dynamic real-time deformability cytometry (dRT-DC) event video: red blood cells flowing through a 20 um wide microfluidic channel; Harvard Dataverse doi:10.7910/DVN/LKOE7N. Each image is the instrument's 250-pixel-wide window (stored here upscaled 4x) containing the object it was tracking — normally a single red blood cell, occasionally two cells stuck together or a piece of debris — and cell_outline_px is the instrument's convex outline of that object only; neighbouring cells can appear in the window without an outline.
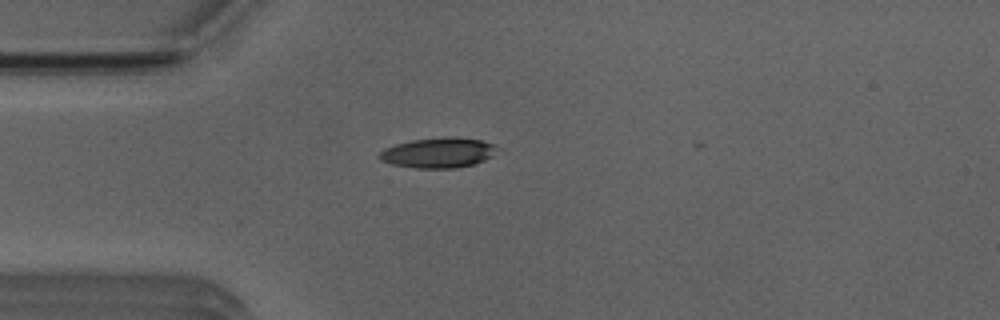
{"species": "Egyptian fruit bat (a non-hibernating species)", "species_latin": "Rousettus aegyptiacus", "temperature_condition": "room temperature", "stored_images_in_passage": 34, "camera_frame_rate_fps": 3000, "um_per_image_px": 0.085, "animal": {"sex": "male"}, "frame": {"image": 1, "passage_image": 3, "time_ms": 0.667, "image_size_px": [1000, 320], "cell_outline_px": [[500, 148], [492, 156], [484, 160], [472, 164], [456, 168], [416, 168], [392, 164], [380, 160], [376, 156], [384, 148], [396, 144], [412, 140], [448, 136], [452, 136], [480, 140], [496, 144]], "centroid_in_image_um": [37.27, 12.97], "position_along_channel_um": 47.7, "area_um2": 20.87}}
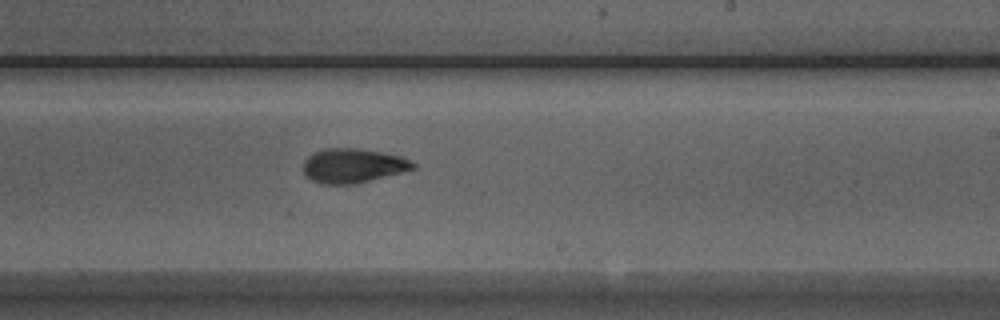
{"frame": {"image": 2, "passage_image": 20, "time_ms": 6.333, "image_size_px": [1000, 320], "cell_outline_px": [[416, 168], [356, 184], [320, 184], [304, 176], [304, 160], [308, 156], [324, 148], [356, 148], [380, 152], [400, 156], [416, 164]], "centroid_in_image_um": [29.97, 14.09], "position_along_channel_um": 259.0, "area_um2": 21.85}}
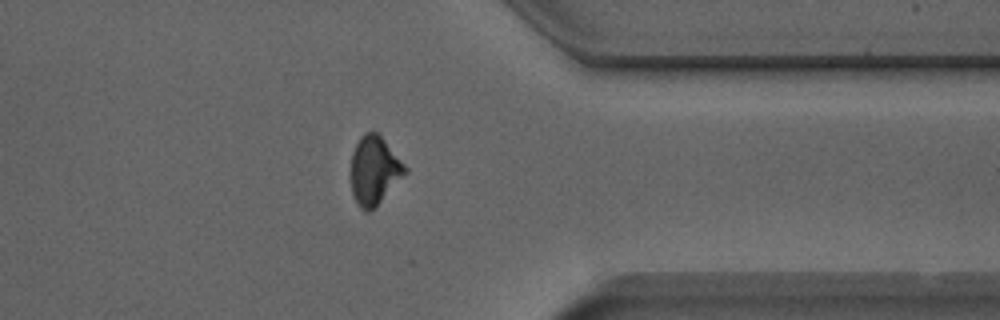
{"frame": {"image": 3, "passage_image": 30, "time_ms": 9.667, "image_size_px": [1000, 320], "cell_outline_px": [[408, 172], [368, 212], [364, 212], [356, 204], [352, 192], [352, 152], [360, 136], [364, 132], [376, 132], [384, 140], [408, 168]], "centroid_in_image_um": [31.81, 14.47], "position_along_channel_um": 379.6, "area_um2": 21.15}, "authors_computed_cell_mechanics": {"area_um2": 21.5883, "velocity_mm_per_s": 3.9532, "shape_relaxation_time_tau1_ms": 4.6234, "shape_relaxation_time_tau2_ms": 4.284, "deformation_change_tau1": 0.165, "deformation_change_tau2": 0.1107}}